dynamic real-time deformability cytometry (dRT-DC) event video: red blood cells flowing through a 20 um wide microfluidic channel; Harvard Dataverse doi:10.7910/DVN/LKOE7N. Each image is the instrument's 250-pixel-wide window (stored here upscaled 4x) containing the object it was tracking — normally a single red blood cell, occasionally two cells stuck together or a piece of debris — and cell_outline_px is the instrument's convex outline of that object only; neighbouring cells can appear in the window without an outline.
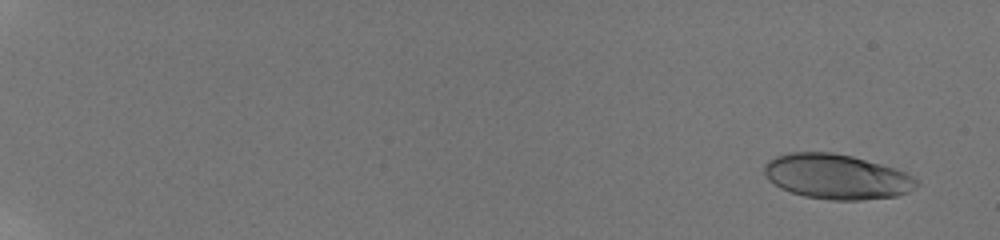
{"species": "human", "species_latin": "Homo sapiens", "temperature_condition": "room temperature", "stored_images_in_passage": 21, "camera_frame_rate_fps": 3000, "um_per_image_px": 0.085, "donor": {"sex": "male"}, "frame": {"image": 1, "passage_image": 3, "time_ms": 1.0, "image_size_px": [1000, 240], "cell_outline_px": [[920, 184], [908, 192], [896, 196], [860, 200], [832, 200], [804, 196], [780, 188], [768, 180], [764, 172], [764, 164], [768, 160], [776, 156], [788, 152], [832, 152], [852, 156], [896, 168], [920, 180]], "centroid_in_image_um": [71.12, 15.01], "position_along_channel_um": 13.9, "area_um2": 40.06}}
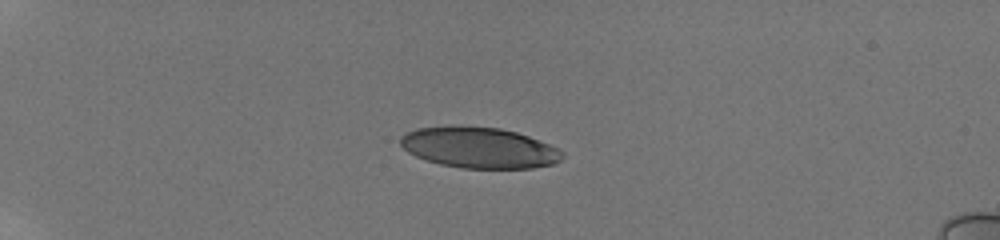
{"frame": {"image": 2, "passage_image": 14, "time_ms": 5.667, "image_size_px": [1000, 240], "cell_outline_px": [[564, 156], [560, 160], [552, 164], [532, 168], [460, 168], [440, 164], [416, 156], [408, 152], [400, 144], [400, 140], [408, 132], [416, 128], [452, 124], [456, 124], [500, 128], [516, 132], [528, 136], [560, 148], [564, 152]], "centroid_in_image_um": [40.74, 12.53], "position_along_channel_um": 44.3, "area_um2": 38.9}}
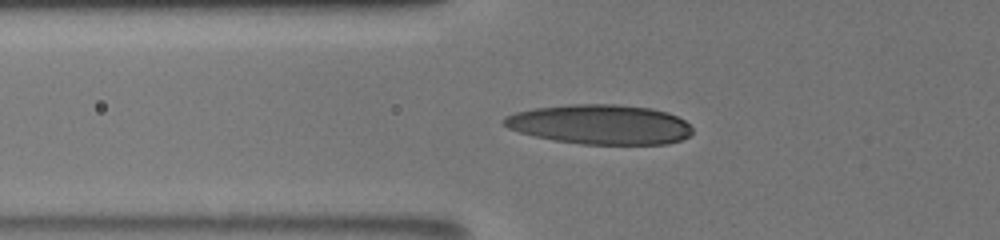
{"frame": {"image": 3, "passage_image": 19, "time_ms": 8.0, "image_size_px": [1000, 240], "cell_outline_px": [[692, 132], [688, 136], [680, 140], [668, 144], [580, 144], [552, 140], [520, 132], [508, 128], [500, 120], [504, 116], [516, 112], [536, 108], [572, 104], [616, 104], [652, 108], [668, 112], [684, 120], [692, 128]], "centroid_in_image_um": [51.01, 10.57], "position_along_channel_um": 74.8, "area_um2": 43.64}}